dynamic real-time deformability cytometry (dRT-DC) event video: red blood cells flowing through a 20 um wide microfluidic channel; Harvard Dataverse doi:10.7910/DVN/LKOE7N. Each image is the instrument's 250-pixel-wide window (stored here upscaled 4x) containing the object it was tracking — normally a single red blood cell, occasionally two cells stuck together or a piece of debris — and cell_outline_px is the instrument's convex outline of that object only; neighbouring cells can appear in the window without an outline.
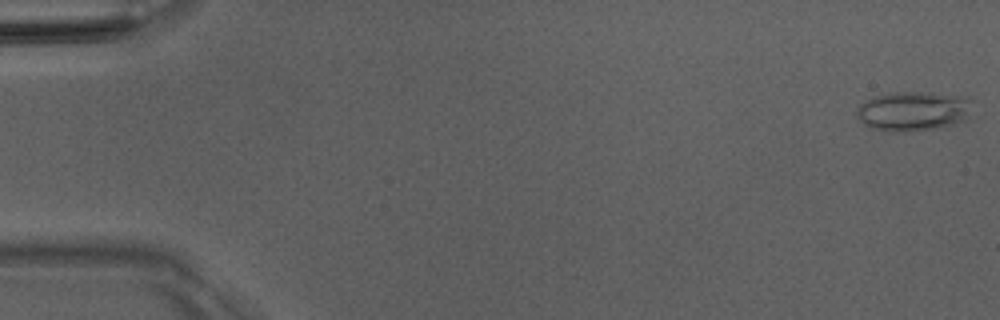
{"species": "Egyptian fruit bat (a non-hibernating species)", "species_latin": "Rousettus aegyptiacus", "temperature_condition": "room temperature", "stored_images_in_passage": 51, "camera_frame_rate_fps": 3000, "um_per_image_px": 0.085, "animal": {"sex": "male"}, "frame": {"image": 1, "passage_image": 1, "time_ms": 0.0, "image_size_px": [1000, 320], "cell_outline_px": [[972, 100], [968, 120], [952, 124], [912, 132], [892, 132], [868, 128], [856, 116], [856, 108], [864, 100], [876, 96], [892, 92], [932, 92], [968, 96]], "centroid_in_image_um": [77.62, 9.44], "position_along_channel_um": 7.4, "area_um2": 27.22}}
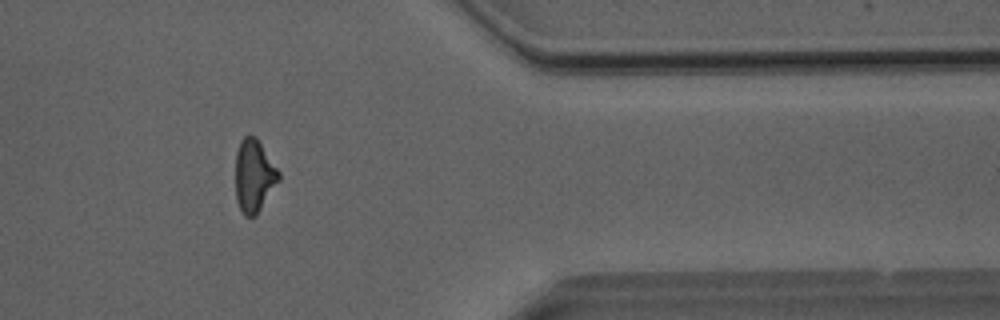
{"frame": {"image": 2, "passage_image": 42, "time_ms": 13.667, "image_size_px": [1000, 320], "cell_outline_px": [[280, 180], [256, 216], [244, 216], [236, 200], [236, 152], [240, 140], [248, 132], [256, 136], [280, 172]], "centroid_in_image_um": [21.6, 14.91], "position_along_channel_um": 389.8, "area_um2": 18.55}}
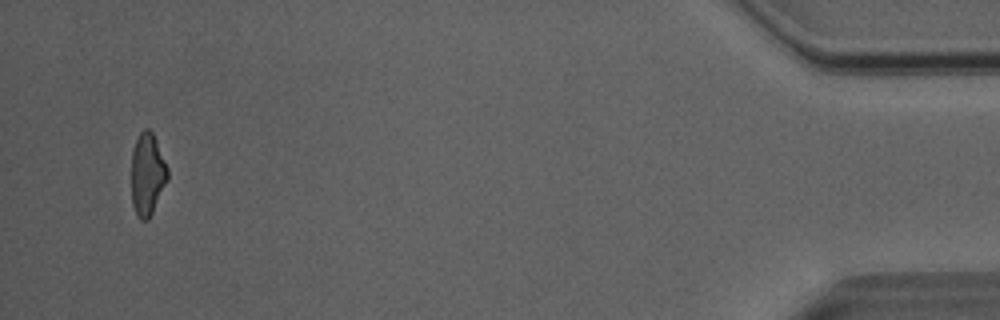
{"frame": {"image": 3, "passage_image": 49, "time_ms": 16.0, "image_size_px": [1000, 320], "cell_outline_px": [[168, 180], [148, 220], [140, 220], [136, 216], [132, 204], [132, 148], [140, 132], [144, 128], [148, 128], [152, 132], [168, 168]], "centroid_in_image_um": [12.52, 14.82], "position_along_channel_um": 422.7, "area_um2": 17.34}, "authors_computed_cell_mechanics": {"area_um2": 19.0162, "velocity_mm_per_s": 4.0857, "shape_relaxation_time_tau1_ms": 6.1181, "shape_relaxation_time_tau2_ms": 1.9708, "deformation_change_tau1": 0.197, "deformation_change_tau2": 0.1135}}